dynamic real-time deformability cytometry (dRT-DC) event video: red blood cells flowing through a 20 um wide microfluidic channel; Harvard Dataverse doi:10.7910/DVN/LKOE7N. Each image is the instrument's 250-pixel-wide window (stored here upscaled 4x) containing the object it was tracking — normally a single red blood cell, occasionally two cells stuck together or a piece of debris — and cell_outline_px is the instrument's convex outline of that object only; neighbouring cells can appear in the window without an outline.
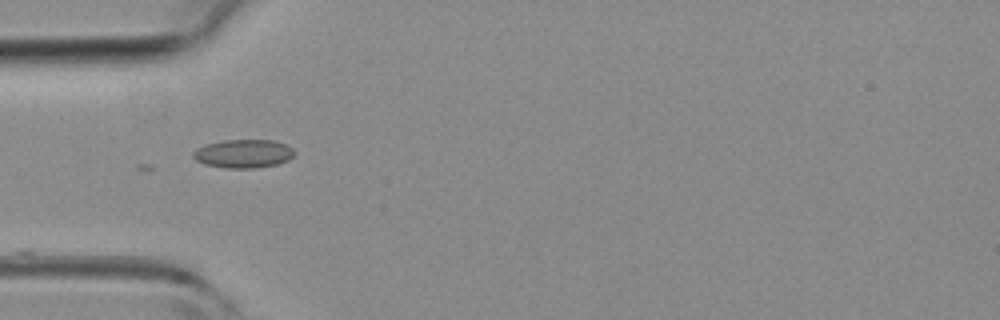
{"species": "common noctule bat (a hibernating species)", "species_latin": "Nyctalus noctula", "temperature_condition": "room temperature", "stored_images_in_passage": 2, "camera_frame_rate_fps": 3000, "um_per_image_px": 0.085, "animal": {"sex": "female", "body_mass_g": 19.3, "forearm_length_mm": 54.1}, "frame": {"image": 1, "passage_image": 2, "time_ms": 1.333, "image_size_px": [1000, 320], "cell_outline_px": [[296, 152], [288, 160], [276, 164], [256, 168], [228, 168], [204, 164], [196, 160], [192, 156], [192, 152], [196, 148], [208, 144], [224, 140], [272, 140], [284, 144], [292, 148]], "centroid_in_image_um": [20.68, 13.06], "position_along_channel_um": 64.3, "area_um2": 16.7}}